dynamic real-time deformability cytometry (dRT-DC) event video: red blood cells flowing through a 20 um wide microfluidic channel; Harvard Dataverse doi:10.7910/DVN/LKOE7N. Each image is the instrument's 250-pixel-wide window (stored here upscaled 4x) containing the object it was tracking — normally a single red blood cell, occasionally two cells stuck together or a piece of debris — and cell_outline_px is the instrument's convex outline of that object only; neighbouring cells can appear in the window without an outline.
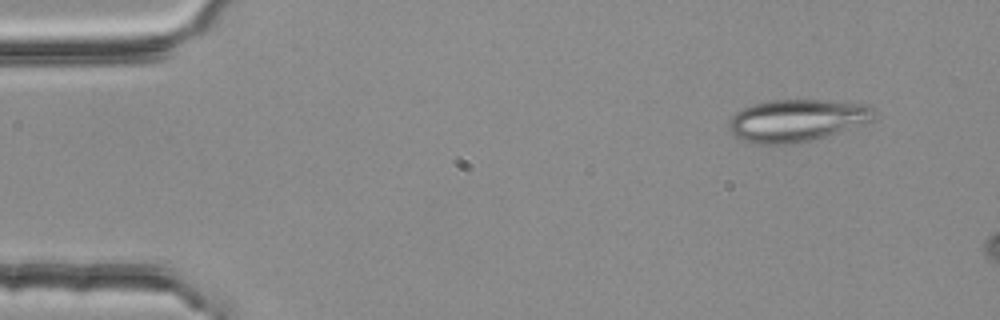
{"species": "common noctule bat (a hibernating species)", "species_latin": "Nyctalus noctula", "temperature_condition": "room temperature", "stored_images_in_passage": 3, "camera_frame_rate_fps": 3000, "um_per_image_px": 0.085, "animal": {"sex": "female", "body_mass_g": 25.1}, "frame": {"image": 1, "passage_image": 1, "time_ms": 0.0, "image_size_px": [1000, 320], "cell_outline_px": [[876, 112], [872, 120], [824, 136], [796, 144], [756, 144], [744, 140], [736, 136], [728, 128], [728, 124], [732, 116], [736, 112], [752, 104], [768, 100], [824, 100], [864, 104], [872, 108]], "centroid_in_image_um": [67.68, 10.23], "position_along_channel_um": 17.3, "area_um2": 35.32}}